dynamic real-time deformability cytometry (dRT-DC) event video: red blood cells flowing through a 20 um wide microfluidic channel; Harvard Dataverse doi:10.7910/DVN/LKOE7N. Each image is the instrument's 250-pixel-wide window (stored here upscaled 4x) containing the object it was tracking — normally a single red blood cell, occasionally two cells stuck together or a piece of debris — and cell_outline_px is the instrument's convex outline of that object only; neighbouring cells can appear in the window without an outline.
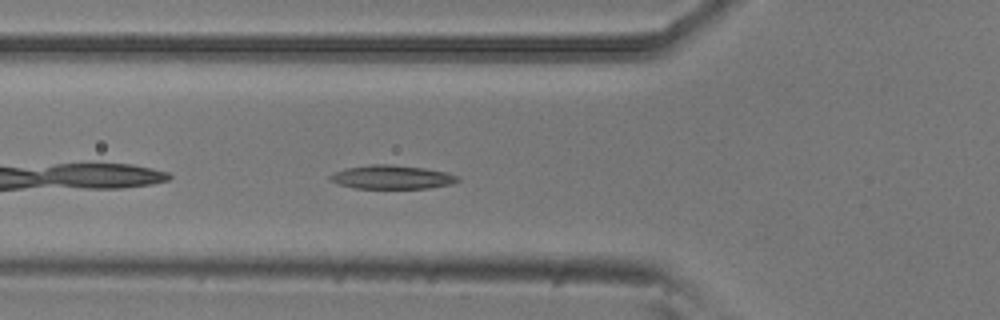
{"species": "common noctule bat (a hibernating species)", "species_latin": "Nyctalus noctula", "temperature_condition": "room temperature", "stored_images_in_passage": 29, "camera_frame_rate_fps": 3000, "um_per_image_px": 0.085, "animal": {"sex": "male", "body_mass_g": 20.5, "forearm_length_mm": 52.5}, "frame": {"image": 1, "passage_image": 4, "time_ms": 1.0, "image_size_px": [1000, 320], "cell_outline_px": [[460, 180], [452, 184], [428, 188], [352, 188], [328, 180], [328, 176], [332, 172], [344, 168], [372, 164], [392, 164], [424, 168], [448, 172], [460, 176]], "centroid_in_image_um": [33.3, 15.04], "position_along_channel_um": 92.5, "area_um2": 17.92}}
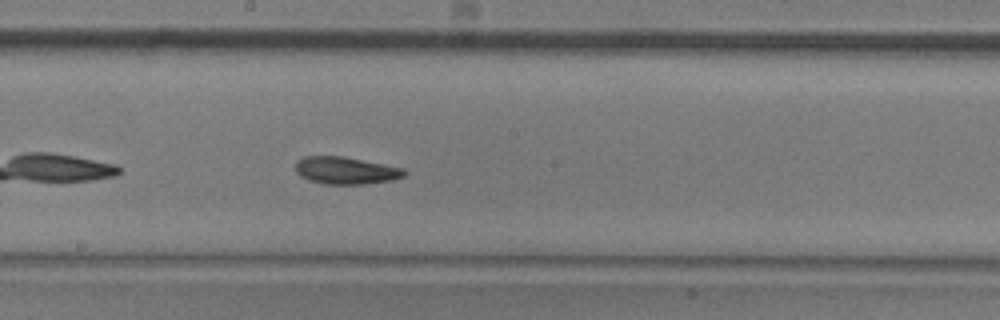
{"frame": {"image": 2, "passage_image": 14, "time_ms": 4.333, "image_size_px": [1000, 320], "cell_outline_px": [[408, 172], [404, 176], [392, 180], [364, 184], [324, 184], [308, 180], [300, 176], [296, 172], [296, 160], [304, 156], [340, 156], [384, 164], [404, 168]], "centroid_in_image_um": [29.38, 14.49], "position_along_channel_um": 218.8, "area_um2": 17.34}}
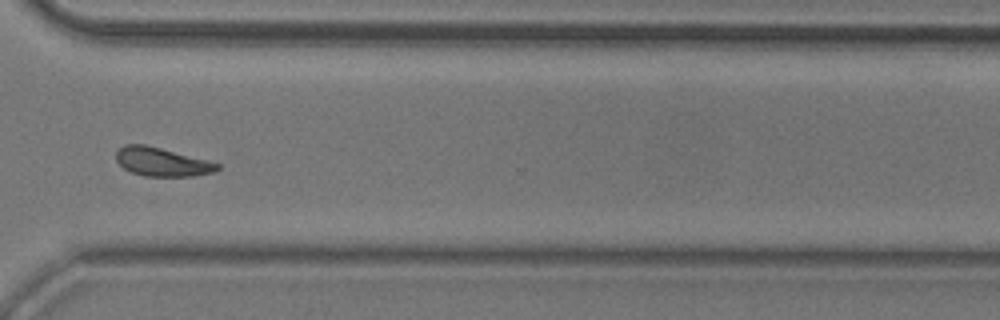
{"frame": {"image": 3, "passage_image": 25, "time_ms": 8.0, "image_size_px": [1000, 320], "cell_outline_px": [[220, 168], [216, 172], [192, 176], [144, 176], [132, 172], [124, 168], [116, 160], [116, 152], [124, 144], [144, 144], [208, 160], [220, 164]], "centroid_in_image_um": [13.78, 13.76], "position_along_channel_um": 356.8, "area_um2": 16.82}, "authors_computed_cell_mechanics": {"area_um2": 17.2244, "velocity_mm_per_s": 3.7711, "shape_relaxation_time_tau1_ms": 2.92, "shape_relaxation_time_tau2_ms": 5.9072, "deformation_change_tau1": 0.1082, "deformation_change_tau2": 0.1224}}